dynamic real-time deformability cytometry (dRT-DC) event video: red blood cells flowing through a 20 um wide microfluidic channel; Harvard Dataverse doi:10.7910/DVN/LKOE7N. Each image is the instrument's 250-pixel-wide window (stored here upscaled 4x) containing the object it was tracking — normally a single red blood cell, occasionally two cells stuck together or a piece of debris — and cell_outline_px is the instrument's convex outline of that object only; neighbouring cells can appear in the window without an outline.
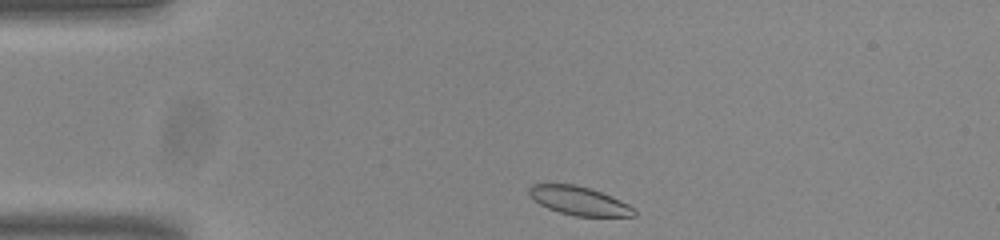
{"species": "common noctule bat (a hibernating species)", "species_latin": "Nyctalus noctula", "temperature_condition": "room temperature", "stored_images_in_passage": 43, "camera_frame_rate_fps": 3000, "um_per_image_px": 0.085, "animal": {"sex": "male", "body_mass_g": 20.0, "forearm_length_mm": 53.3}, "frame": {"image": 1, "passage_image": 1, "time_ms": 0.0, "image_size_px": [1000, 240], "cell_outline_px": [[636, 216], [576, 216], [560, 212], [548, 208], [540, 204], [528, 192], [528, 188], [532, 184], [572, 184], [592, 188], [628, 204], [636, 212]], "centroid_in_image_um": [49.22, 17.06], "position_along_channel_um": 35.8, "area_um2": 17.22}}
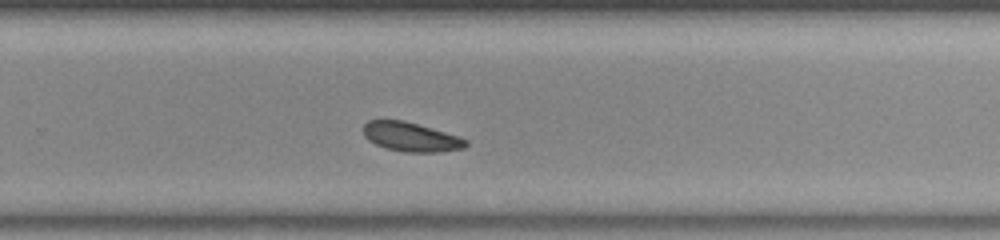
{"frame": {"image": 2, "passage_image": 25, "time_ms": 8.0, "image_size_px": [1000, 240], "cell_outline_px": [[468, 144], [464, 148], [440, 152], [404, 152], [384, 148], [368, 140], [364, 136], [364, 124], [368, 120], [404, 120], [460, 136], [468, 140]], "centroid_in_image_um": [34.94, 11.64], "position_along_channel_um": 294.9, "area_um2": 17.57}}
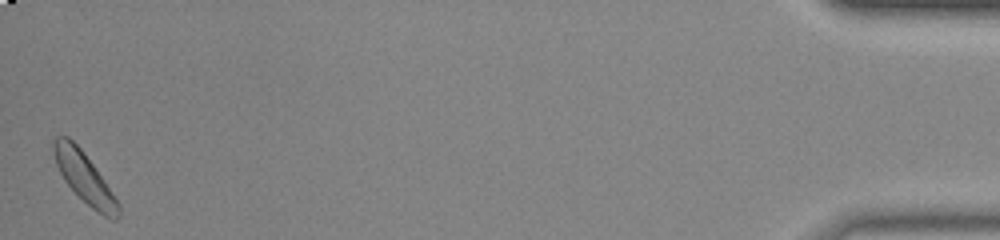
{"frame": {"image": 3, "passage_image": 43, "time_ms": 14.0, "image_size_px": [1000, 240], "cell_outline_px": [[120, 216], [116, 220], [112, 220], [104, 216], [92, 208], [64, 180], [56, 164], [52, 148], [52, 144], [56, 136], [68, 136], [80, 148], [104, 180], [120, 204]], "centroid_in_image_um": [7.18, 15.1], "position_along_channel_um": 428.0, "area_um2": 18.55}, "authors_computed_cell_mechanics": {"area_um2": 18.0336, "velocity_mm_per_s": 3.763, "shape_relaxation_time_tau1_ms": 2.1554, "shape_relaxation_time_tau2_ms": null, "deformation_change_tau1": 0.07, "deformation_change_tau2": null}}